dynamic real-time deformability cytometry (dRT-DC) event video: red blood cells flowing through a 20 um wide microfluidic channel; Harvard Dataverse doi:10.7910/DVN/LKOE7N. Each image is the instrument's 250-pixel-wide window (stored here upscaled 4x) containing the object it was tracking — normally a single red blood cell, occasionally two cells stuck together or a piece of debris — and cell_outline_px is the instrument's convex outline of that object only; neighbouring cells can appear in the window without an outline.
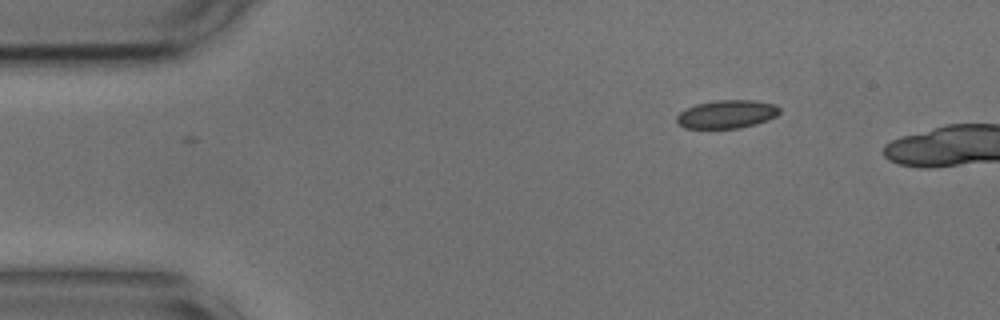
{"species": "common noctule bat (a hibernating species)", "species_latin": "Nyctalus noctula", "temperature_condition": "cold", "stored_images_in_passage": 2, "camera_frame_rate_fps": 3000, "um_per_image_px": 0.085, "animal": {"sex": "male", "body_mass_g": 17.9, "forearm_length_mm": 54.2}, "frame": {"image": 1, "passage_image": 2, "time_ms": 0.333, "image_size_px": [1000, 320], "cell_outline_px": [[780, 112], [776, 116], [768, 120], [756, 124], [736, 128], [684, 128], [676, 124], [676, 116], [680, 112], [696, 104], [716, 100], [752, 100], [776, 104], [780, 108]], "centroid_in_image_um": [61.77, 9.7], "position_along_channel_um": 23.2, "area_um2": 16.99}}